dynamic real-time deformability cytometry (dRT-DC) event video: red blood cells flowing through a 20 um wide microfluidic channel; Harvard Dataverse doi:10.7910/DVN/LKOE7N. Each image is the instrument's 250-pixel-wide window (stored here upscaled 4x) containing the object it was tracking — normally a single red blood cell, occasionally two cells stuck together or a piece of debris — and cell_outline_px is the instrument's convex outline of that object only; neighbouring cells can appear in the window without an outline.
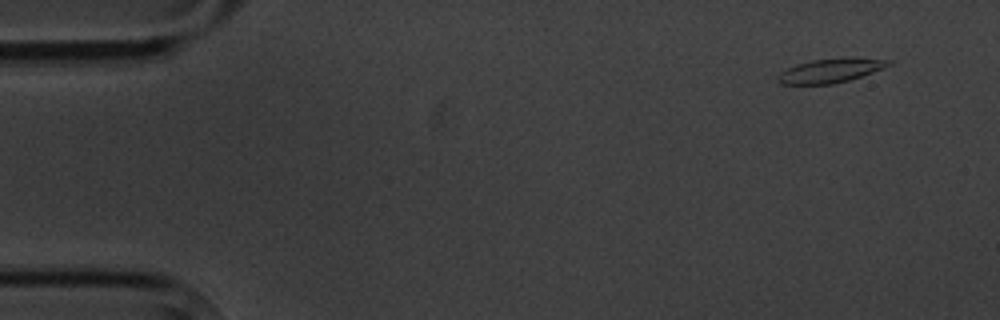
{"species": "common noctule bat (a hibernating species)", "species_latin": "Nyctalus noctula", "temperature_condition": "cold", "stored_images_in_passage": 6, "camera_frame_rate_fps": 3000, "um_per_image_px": 0.085, "animal": {"sex": "male", "body_mass_g": 20.1, "forearm_length_mm": 53.5}, "frame": {"image": 1, "passage_image": 1, "time_ms": 0.0, "image_size_px": [1000, 320], "cell_outline_px": [[892, 64], [884, 68], [848, 80], [832, 84], [780, 84], [776, 80], [780, 72], [796, 64], [812, 60], [848, 56], [892, 60]], "centroid_in_image_um": [70.61, 5.97], "position_along_channel_um": 14.4, "area_um2": 15.72}}
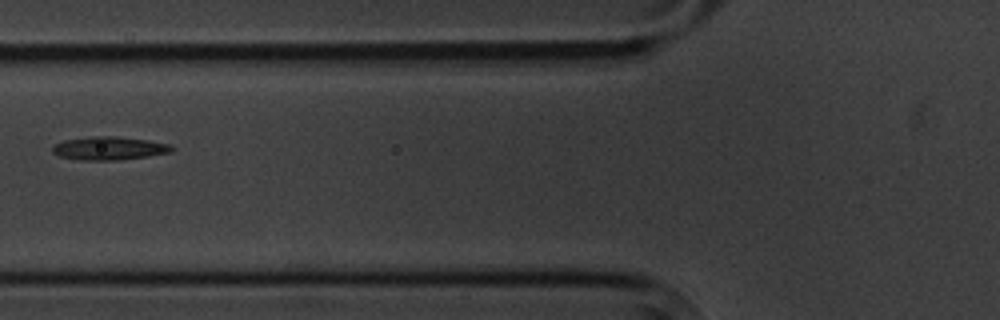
{"frame": {"image": 2, "passage_image": 6, "time_ms": 6.0, "image_size_px": [1000, 320], "cell_outline_px": [[176, 148], [172, 152], [148, 156], [120, 160], [80, 160], [60, 156], [52, 152], [52, 148], [56, 144], [64, 140], [92, 136], [116, 136], [148, 140], [172, 144]], "centroid_in_image_um": [9.34, 12.6], "position_along_channel_um": 116.5, "area_um2": 16.3}}